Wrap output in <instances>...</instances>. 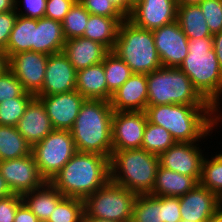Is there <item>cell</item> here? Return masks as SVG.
Wrapping results in <instances>:
<instances>
[{"instance_id": "cell-1", "label": "cell", "mask_w": 222, "mask_h": 222, "mask_svg": "<svg viewBox=\"0 0 222 222\" xmlns=\"http://www.w3.org/2000/svg\"><path fill=\"white\" fill-rule=\"evenodd\" d=\"M212 105L164 104L147 105L145 113L150 123L169 131L176 142H206L215 127L222 122V113Z\"/></svg>"}, {"instance_id": "cell-2", "label": "cell", "mask_w": 222, "mask_h": 222, "mask_svg": "<svg viewBox=\"0 0 222 222\" xmlns=\"http://www.w3.org/2000/svg\"><path fill=\"white\" fill-rule=\"evenodd\" d=\"M110 180V159L77 151L50 183L65 197L85 200Z\"/></svg>"}, {"instance_id": "cell-3", "label": "cell", "mask_w": 222, "mask_h": 222, "mask_svg": "<svg viewBox=\"0 0 222 222\" xmlns=\"http://www.w3.org/2000/svg\"><path fill=\"white\" fill-rule=\"evenodd\" d=\"M111 103L100 99H85L70 129L77 151L112 156Z\"/></svg>"}, {"instance_id": "cell-4", "label": "cell", "mask_w": 222, "mask_h": 222, "mask_svg": "<svg viewBox=\"0 0 222 222\" xmlns=\"http://www.w3.org/2000/svg\"><path fill=\"white\" fill-rule=\"evenodd\" d=\"M178 68L207 102L214 108L222 107V71L213 49V36L188 38V55Z\"/></svg>"}, {"instance_id": "cell-5", "label": "cell", "mask_w": 222, "mask_h": 222, "mask_svg": "<svg viewBox=\"0 0 222 222\" xmlns=\"http://www.w3.org/2000/svg\"><path fill=\"white\" fill-rule=\"evenodd\" d=\"M159 155L146 150H112L110 180L137 195L150 194L154 188Z\"/></svg>"}, {"instance_id": "cell-6", "label": "cell", "mask_w": 222, "mask_h": 222, "mask_svg": "<svg viewBox=\"0 0 222 222\" xmlns=\"http://www.w3.org/2000/svg\"><path fill=\"white\" fill-rule=\"evenodd\" d=\"M112 52L130 67L132 73L148 74L162 67L153 32L135 26L127 18L119 25Z\"/></svg>"}, {"instance_id": "cell-7", "label": "cell", "mask_w": 222, "mask_h": 222, "mask_svg": "<svg viewBox=\"0 0 222 222\" xmlns=\"http://www.w3.org/2000/svg\"><path fill=\"white\" fill-rule=\"evenodd\" d=\"M147 105H211L178 67H160L147 74Z\"/></svg>"}, {"instance_id": "cell-8", "label": "cell", "mask_w": 222, "mask_h": 222, "mask_svg": "<svg viewBox=\"0 0 222 222\" xmlns=\"http://www.w3.org/2000/svg\"><path fill=\"white\" fill-rule=\"evenodd\" d=\"M137 194L109 180L84 200V217L131 222Z\"/></svg>"}, {"instance_id": "cell-9", "label": "cell", "mask_w": 222, "mask_h": 222, "mask_svg": "<svg viewBox=\"0 0 222 222\" xmlns=\"http://www.w3.org/2000/svg\"><path fill=\"white\" fill-rule=\"evenodd\" d=\"M77 152L70 130L54 129L32 147L36 165L50 182Z\"/></svg>"}, {"instance_id": "cell-10", "label": "cell", "mask_w": 222, "mask_h": 222, "mask_svg": "<svg viewBox=\"0 0 222 222\" xmlns=\"http://www.w3.org/2000/svg\"><path fill=\"white\" fill-rule=\"evenodd\" d=\"M0 173L11 191L20 195L40 188L47 182L32 153L21 158L0 161Z\"/></svg>"}, {"instance_id": "cell-11", "label": "cell", "mask_w": 222, "mask_h": 222, "mask_svg": "<svg viewBox=\"0 0 222 222\" xmlns=\"http://www.w3.org/2000/svg\"><path fill=\"white\" fill-rule=\"evenodd\" d=\"M147 121L145 111H114L112 118L113 150L141 148Z\"/></svg>"}, {"instance_id": "cell-12", "label": "cell", "mask_w": 222, "mask_h": 222, "mask_svg": "<svg viewBox=\"0 0 222 222\" xmlns=\"http://www.w3.org/2000/svg\"><path fill=\"white\" fill-rule=\"evenodd\" d=\"M48 56L26 51L9 57V70L21 82L24 90L34 96L42 90Z\"/></svg>"}, {"instance_id": "cell-13", "label": "cell", "mask_w": 222, "mask_h": 222, "mask_svg": "<svg viewBox=\"0 0 222 222\" xmlns=\"http://www.w3.org/2000/svg\"><path fill=\"white\" fill-rule=\"evenodd\" d=\"M200 147V148H199ZM198 142H176L159 155V165L179 174L201 179L204 151Z\"/></svg>"}, {"instance_id": "cell-14", "label": "cell", "mask_w": 222, "mask_h": 222, "mask_svg": "<svg viewBox=\"0 0 222 222\" xmlns=\"http://www.w3.org/2000/svg\"><path fill=\"white\" fill-rule=\"evenodd\" d=\"M163 67H179L188 55V38L177 21L152 31Z\"/></svg>"}, {"instance_id": "cell-15", "label": "cell", "mask_w": 222, "mask_h": 222, "mask_svg": "<svg viewBox=\"0 0 222 222\" xmlns=\"http://www.w3.org/2000/svg\"><path fill=\"white\" fill-rule=\"evenodd\" d=\"M46 108L53 129L70 130L85 98L77 91L54 95H36Z\"/></svg>"}, {"instance_id": "cell-16", "label": "cell", "mask_w": 222, "mask_h": 222, "mask_svg": "<svg viewBox=\"0 0 222 222\" xmlns=\"http://www.w3.org/2000/svg\"><path fill=\"white\" fill-rule=\"evenodd\" d=\"M176 0H142L127 18L135 26L153 31L176 21Z\"/></svg>"}, {"instance_id": "cell-17", "label": "cell", "mask_w": 222, "mask_h": 222, "mask_svg": "<svg viewBox=\"0 0 222 222\" xmlns=\"http://www.w3.org/2000/svg\"><path fill=\"white\" fill-rule=\"evenodd\" d=\"M77 71L63 52L48 56L42 90L37 95H54L76 90Z\"/></svg>"}, {"instance_id": "cell-18", "label": "cell", "mask_w": 222, "mask_h": 222, "mask_svg": "<svg viewBox=\"0 0 222 222\" xmlns=\"http://www.w3.org/2000/svg\"><path fill=\"white\" fill-rule=\"evenodd\" d=\"M182 221L208 222L218 211L217 195L200 183L179 197Z\"/></svg>"}, {"instance_id": "cell-19", "label": "cell", "mask_w": 222, "mask_h": 222, "mask_svg": "<svg viewBox=\"0 0 222 222\" xmlns=\"http://www.w3.org/2000/svg\"><path fill=\"white\" fill-rule=\"evenodd\" d=\"M147 74L133 73L110 100L114 111H145L147 108Z\"/></svg>"}, {"instance_id": "cell-20", "label": "cell", "mask_w": 222, "mask_h": 222, "mask_svg": "<svg viewBox=\"0 0 222 222\" xmlns=\"http://www.w3.org/2000/svg\"><path fill=\"white\" fill-rule=\"evenodd\" d=\"M16 128L32 147L54 130L44 104L37 97L27 105Z\"/></svg>"}, {"instance_id": "cell-21", "label": "cell", "mask_w": 222, "mask_h": 222, "mask_svg": "<svg viewBox=\"0 0 222 222\" xmlns=\"http://www.w3.org/2000/svg\"><path fill=\"white\" fill-rule=\"evenodd\" d=\"M62 52L66 55L75 70L79 71L103 62L105 56L110 51L98 42L78 37L67 39Z\"/></svg>"}, {"instance_id": "cell-22", "label": "cell", "mask_w": 222, "mask_h": 222, "mask_svg": "<svg viewBox=\"0 0 222 222\" xmlns=\"http://www.w3.org/2000/svg\"><path fill=\"white\" fill-rule=\"evenodd\" d=\"M76 90L85 99H100L110 102L113 94L107 88L104 60L77 71Z\"/></svg>"}, {"instance_id": "cell-23", "label": "cell", "mask_w": 222, "mask_h": 222, "mask_svg": "<svg viewBox=\"0 0 222 222\" xmlns=\"http://www.w3.org/2000/svg\"><path fill=\"white\" fill-rule=\"evenodd\" d=\"M21 196L24 205L40 222H46L57 204L65 197L50 182H46L40 188L25 192Z\"/></svg>"}, {"instance_id": "cell-24", "label": "cell", "mask_w": 222, "mask_h": 222, "mask_svg": "<svg viewBox=\"0 0 222 222\" xmlns=\"http://www.w3.org/2000/svg\"><path fill=\"white\" fill-rule=\"evenodd\" d=\"M65 41L61 22L45 17L37 19L33 52L45 55L62 52Z\"/></svg>"}, {"instance_id": "cell-25", "label": "cell", "mask_w": 222, "mask_h": 222, "mask_svg": "<svg viewBox=\"0 0 222 222\" xmlns=\"http://www.w3.org/2000/svg\"><path fill=\"white\" fill-rule=\"evenodd\" d=\"M199 182L191 176L179 174L158 166L153 196L181 197L192 190Z\"/></svg>"}, {"instance_id": "cell-26", "label": "cell", "mask_w": 222, "mask_h": 222, "mask_svg": "<svg viewBox=\"0 0 222 222\" xmlns=\"http://www.w3.org/2000/svg\"><path fill=\"white\" fill-rule=\"evenodd\" d=\"M36 27L37 19L18 15L5 50L8 58L20 52L33 51Z\"/></svg>"}, {"instance_id": "cell-27", "label": "cell", "mask_w": 222, "mask_h": 222, "mask_svg": "<svg viewBox=\"0 0 222 222\" xmlns=\"http://www.w3.org/2000/svg\"><path fill=\"white\" fill-rule=\"evenodd\" d=\"M119 25L120 23L115 18L90 14L83 37L98 42L112 51L117 39Z\"/></svg>"}, {"instance_id": "cell-28", "label": "cell", "mask_w": 222, "mask_h": 222, "mask_svg": "<svg viewBox=\"0 0 222 222\" xmlns=\"http://www.w3.org/2000/svg\"><path fill=\"white\" fill-rule=\"evenodd\" d=\"M176 21L187 38L213 36L199 5H177Z\"/></svg>"}, {"instance_id": "cell-29", "label": "cell", "mask_w": 222, "mask_h": 222, "mask_svg": "<svg viewBox=\"0 0 222 222\" xmlns=\"http://www.w3.org/2000/svg\"><path fill=\"white\" fill-rule=\"evenodd\" d=\"M32 153V146L14 126L0 125V161L17 159Z\"/></svg>"}, {"instance_id": "cell-30", "label": "cell", "mask_w": 222, "mask_h": 222, "mask_svg": "<svg viewBox=\"0 0 222 222\" xmlns=\"http://www.w3.org/2000/svg\"><path fill=\"white\" fill-rule=\"evenodd\" d=\"M104 72L107 88L112 94L133 74L130 67L112 51L104 58Z\"/></svg>"}, {"instance_id": "cell-31", "label": "cell", "mask_w": 222, "mask_h": 222, "mask_svg": "<svg viewBox=\"0 0 222 222\" xmlns=\"http://www.w3.org/2000/svg\"><path fill=\"white\" fill-rule=\"evenodd\" d=\"M131 222H162L161 196L137 195Z\"/></svg>"}, {"instance_id": "cell-32", "label": "cell", "mask_w": 222, "mask_h": 222, "mask_svg": "<svg viewBox=\"0 0 222 222\" xmlns=\"http://www.w3.org/2000/svg\"><path fill=\"white\" fill-rule=\"evenodd\" d=\"M175 143L176 141L173 139L169 131L162 126H158L147 121L141 143L142 149L147 152L160 155Z\"/></svg>"}, {"instance_id": "cell-33", "label": "cell", "mask_w": 222, "mask_h": 222, "mask_svg": "<svg viewBox=\"0 0 222 222\" xmlns=\"http://www.w3.org/2000/svg\"><path fill=\"white\" fill-rule=\"evenodd\" d=\"M202 161L200 184L217 196L222 192V151ZM206 157V158H205Z\"/></svg>"}, {"instance_id": "cell-34", "label": "cell", "mask_w": 222, "mask_h": 222, "mask_svg": "<svg viewBox=\"0 0 222 222\" xmlns=\"http://www.w3.org/2000/svg\"><path fill=\"white\" fill-rule=\"evenodd\" d=\"M90 13L77 0L61 22L65 39L83 37Z\"/></svg>"}, {"instance_id": "cell-35", "label": "cell", "mask_w": 222, "mask_h": 222, "mask_svg": "<svg viewBox=\"0 0 222 222\" xmlns=\"http://www.w3.org/2000/svg\"><path fill=\"white\" fill-rule=\"evenodd\" d=\"M34 97L33 94L25 92L20 97L6 99L0 103V125L16 127Z\"/></svg>"}, {"instance_id": "cell-36", "label": "cell", "mask_w": 222, "mask_h": 222, "mask_svg": "<svg viewBox=\"0 0 222 222\" xmlns=\"http://www.w3.org/2000/svg\"><path fill=\"white\" fill-rule=\"evenodd\" d=\"M84 200L64 197L46 222H83Z\"/></svg>"}, {"instance_id": "cell-37", "label": "cell", "mask_w": 222, "mask_h": 222, "mask_svg": "<svg viewBox=\"0 0 222 222\" xmlns=\"http://www.w3.org/2000/svg\"><path fill=\"white\" fill-rule=\"evenodd\" d=\"M212 35L222 31V0H203L199 4Z\"/></svg>"}, {"instance_id": "cell-38", "label": "cell", "mask_w": 222, "mask_h": 222, "mask_svg": "<svg viewBox=\"0 0 222 222\" xmlns=\"http://www.w3.org/2000/svg\"><path fill=\"white\" fill-rule=\"evenodd\" d=\"M92 15L115 18L119 23L126 18L117 10L110 0H78Z\"/></svg>"}, {"instance_id": "cell-39", "label": "cell", "mask_w": 222, "mask_h": 222, "mask_svg": "<svg viewBox=\"0 0 222 222\" xmlns=\"http://www.w3.org/2000/svg\"><path fill=\"white\" fill-rule=\"evenodd\" d=\"M25 92L21 82L9 69L0 75V103L6 99L20 97Z\"/></svg>"}, {"instance_id": "cell-40", "label": "cell", "mask_w": 222, "mask_h": 222, "mask_svg": "<svg viewBox=\"0 0 222 222\" xmlns=\"http://www.w3.org/2000/svg\"><path fill=\"white\" fill-rule=\"evenodd\" d=\"M46 2L47 0H15V10L18 15L23 17L33 19L43 18L45 14ZM21 3H23V6ZM20 5L22 8H19Z\"/></svg>"}, {"instance_id": "cell-41", "label": "cell", "mask_w": 222, "mask_h": 222, "mask_svg": "<svg viewBox=\"0 0 222 222\" xmlns=\"http://www.w3.org/2000/svg\"><path fill=\"white\" fill-rule=\"evenodd\" d=\"M77 0H47L44 17L62 22Z\"/></svg>"}, {"instance_id": "cell-42", "label": "cell", "mask_w": 222, "mask_h": 222, "mask_svg": "<svg viewBox=\"0 0 222 222\" xmlns=\"http://www.w3.org/2000/svg\"><path fill=\"white\" fill-rule=\"evenodd\" d=\"M23 203L20 194L0 198V222H14L16 211Z\"/></svg>"}, {"instance_id": "cell-43", "label": "cell", "mask_w": 222, "mask_h": 222, "mask_svg": "<svg viewBox=\"0 0 222 222\" xmlns=\"http://www.w3.org/2000/svg\"><path fill=\"white\" fill-rule=\"evenodd\" d=\"M162 222H181L179 197L161 196Z\"/></svg>"}, {"instance_id": "cell-44", "label": "cell", "mask_w": 222, "mask_h": 222, "mask_svg": "<svg viewBox=\"0 0 222 222\" xmlns=\"http://www.w3.org/2000/svg\"><path fill=\"white\" fill-rule=\"evenodd\" d=\"M18 17L16 10L0 13V49L6 50L11 30Z\"/></svg>"}, {"instance_id": "cell-45", "label": "cell", "mask_w": 222, "mask_h": 222, "mask_svg": "<svg viewBox=\"0 0 222 222\" xmlns=\"http://www.w3.org/2000/svg\"><path fill=\"white\" fill-rule=\"evenodd\" d=\"M14 222H40L31 210L22 203L15 215Z\"/></svg>"}, {"instance_id": "cell-46", "label": "cell", "mask_w": 222, "mask_h": 222, "mask_svg": "<svg viewBox=\"0 0 222 222\" xmlns=\"http://www.w3.org/2000/svg\"><path fill=\"white\" fill-rule=\"evenodd\" d=\"M110 2L125 18L130 16L133 6L129 3V0H110Z\"/></svg>"}, {"instance_id": "cell-47", "label": "cell", "mask_w": 222, "mask_h": 222, "mask_svg": "<svg viewBox=\"0 0 222 222\" xmlns=\"http://www.w3.org/2000/svg\"><path fill=\"white\" fill-rule=\"evenodd\" d=\"M213 49L216 52V57L222 71V31L213 35Z\"/></svg>"}, {"instance_id": "cell-48", "label": "cell", "mask_w": 222, "mask_h": 222, "mask_svg": "<svg viewBox=\"0 0 222 222\" xmlns=\"http://www.w3.org/2000/svg\"><path fill=\"white\" fill-rule=\"evenodd\" d=\"M12 194H14V193L11 191L7 182L1 176V173H0V198H4V197L10 196Z\"/></svg>"}, {"instance_id": "cell-49", "label": "cell", "mask_w": 222, "mask_h": 222, "mask_svg": "<svg viewBox=\"0 0 222 222\" xmlns=\"http://www.w3.org/2000/svg\"><path fill=\"white\" fill-rule=\"evenodd\" d=\"M9 65V58L7 56V53L0 49V75L3 74L7 69Z\"/></svg>"}, {"instance_id": "cell-50", "label": "cell", "mask_w": 222, "mask_h": 222, "mask_svg": "<svg viewBox=\"0 0 222 222\" xmlns=\"http://www.w3.org/2000/svg\"><path fill=\"white\" fill-rule=\"evenodd\" d=\"M15 10V0H0V13Z\"/></svg>"}, {"instance_id": "cell-51", "label": "cell", "mask_w": 222, "mask_h": 222, "mask_svg": "<svg viewBox=\"0 0 222 222\" xmlns=\"http://www.w3.org/2000/svg\"><path fill=\"white\" fill-rule=\"evenodd\" d=\"M203 0H176L177 5H199Z\"/></svg>"}, {"instance_id": "cell-52", "label": "cell", "mask_w": 222, "mask_h": 222, "mask_svg": "<svg viewBox=\"0 0 222 222\" xmlns=\"http://www.w3.org/2000/svg\"><path fill=\"white\" fill-rule=\"evenodd\" d=\"M83 222H117V221L101 219V218L83 217Z\"/></svg>"}, {"instance_id": "cell-53", "label": "cell", "mask_w": 222, "mask_h": 222, "mask_svg": "<svg viewBox=\"0 0 222 222\" xmlns=\"http://www.w3.org/2000/svg\"><path fill=\"white\" fill-rule=\"evenodd\" d=\"M208 222H222V213L217 211Z\"/></svg>"}, {"instance_id": "cell-54", "label": "cell", "mask_w": 222, "mask_h": 222, "mask_svg": "<svg viewBox=\"0 0 222 222\" xmlns=\"http://www.w3.org/2000/svg\"><path fill=\"white\" fill-rule=\"evenodd\" d=\"M218 211L222 213V192L217 196Z\"/></svg>"}, {"instance_id": "cell-55", "label": "cell", "mask_w": 222, "mask_h": 222, "mask_svg": "<svg viewBox=\"0 0 222 222\" xmlns=\"http://www.w3.org/2000/svg\"><path fill=\"white\" fill-rule=\"evenodd\" d=\"M140 1L142 0H129V3L134 7Z\"/></svg>"}]
</instances>
